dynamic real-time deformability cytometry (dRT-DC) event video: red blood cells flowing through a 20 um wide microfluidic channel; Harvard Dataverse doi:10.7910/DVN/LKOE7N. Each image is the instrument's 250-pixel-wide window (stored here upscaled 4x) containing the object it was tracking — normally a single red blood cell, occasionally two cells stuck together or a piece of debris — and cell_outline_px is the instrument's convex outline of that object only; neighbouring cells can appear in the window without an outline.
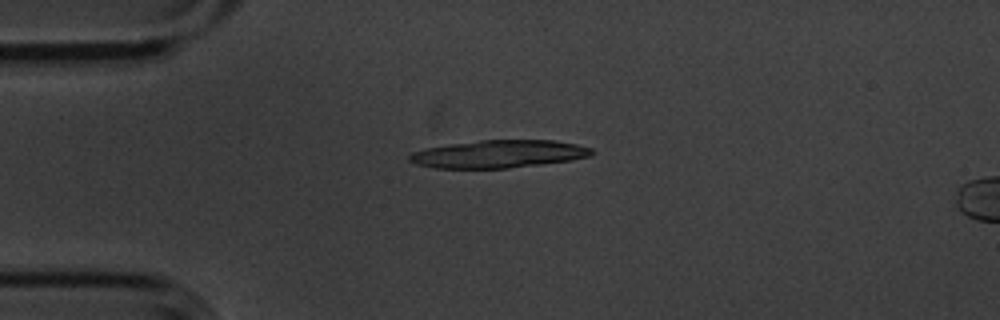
{"species": "common noctule bat (a hibernating species)", "species_latin": "Nyctalus noctula", "temperature_condition": "cold", "stored_images_in_passage": 5, "camera_frame_rate_fps": 3000, "um_per_image_px": 0.085, "animal": {"sex": "male", "body_mass_g": 20.1, "forearm_length_mm": 53.5}, "frame": {"image": 1, "passage_image": 4, "time_ms": 1.0, "image_size_px": [1000, 320], "cell_outline_px": [[596, 152], [592, 156], [572, 160], [508, 168], [432, 168], [416, 164], [408, 160], [408, 156], [412, 152], [424, 148], [448, 144], [480, 140], [556, 140], [576, 144], [592, 148]], "centroid_in_image_um": [42.39, 13.08], "position_along_channel_um": 42.6, "area_um2": 29.71}}